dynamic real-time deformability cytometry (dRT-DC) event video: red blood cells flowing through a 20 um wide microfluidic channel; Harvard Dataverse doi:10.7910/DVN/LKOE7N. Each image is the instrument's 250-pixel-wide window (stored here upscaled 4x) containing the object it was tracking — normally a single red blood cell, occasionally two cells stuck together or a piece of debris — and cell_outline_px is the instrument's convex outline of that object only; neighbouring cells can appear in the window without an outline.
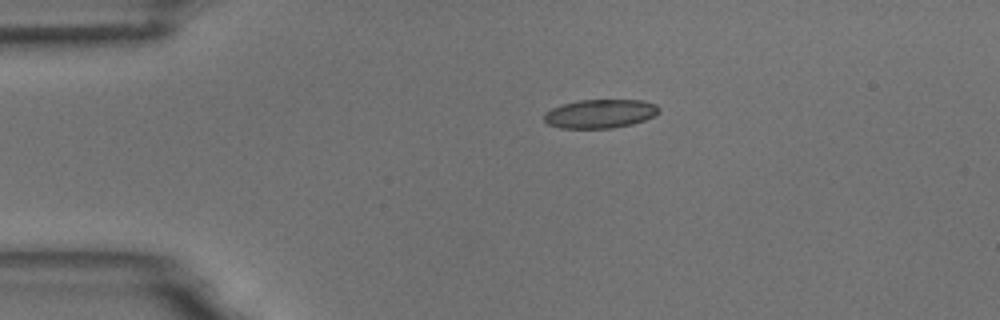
{"species": "common noctule bat (a hibernating species)", "species_latin": "Nyctalus noctula", "temperature_condition": "room temperature", "stored_images_in_passage": 6, "camera_frame_rate_fps": 3000, "um_per_image_px": 0.085, "animal": {"sex": "male", "body_mass_g": 18.8}, "frame": {"image": 1, "passage_image": 6, "time_ms": 6.333, "image_size_px": [1000, 320], "cell_outline_px": [[660, 112], [656, 116], [632, 124], [612, 128], [560, 128], [548, 124], [544, 120], [544, 112], [552, 108], [564, 104], [580, 100], [644, 100], [656, 104], [660, 108]], "centroid_in_image_um": [51.05, 9.66], "position_along_channel_um": 34.0, "area_um2": 19.36}}